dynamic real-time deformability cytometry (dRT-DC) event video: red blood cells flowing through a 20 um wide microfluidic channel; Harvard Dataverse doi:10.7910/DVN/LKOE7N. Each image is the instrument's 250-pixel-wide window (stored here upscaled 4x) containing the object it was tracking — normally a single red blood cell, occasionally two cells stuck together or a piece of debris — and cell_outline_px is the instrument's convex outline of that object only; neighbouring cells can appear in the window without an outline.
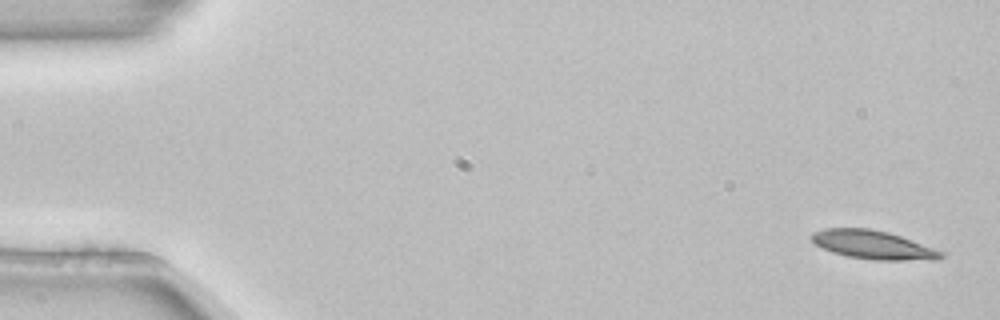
{"species": "common noctule bat (a hibernating species)", "species_latin": "Nyctalus noctula", "temperature_condition": "room temperature", "stored_images_in_passage": 4, "camera_frame_rate_fps": 3000, "um_per_image_px": 0.085, "animal": {"sex": "female", "body_mass_g": 22.7, "forearm_length_mm": 54.2}, "frame": {"image": 1, "passage_image": 1, "time_ms": 0.0, "image_size_px": [1000, 320], "cell_outline_px": [[944, 256], [940, 260], [876, 260], [848, 256], [832, 252], [816, 244], [808, 236], [812, 232], [824, 228], [868, 228], [888, 232], [900, 236], [944, 252]], "centroid_in_image_um": [74.2, 20.81], "position_along_channel_um": 10.8, "area_um2": 21.5}}
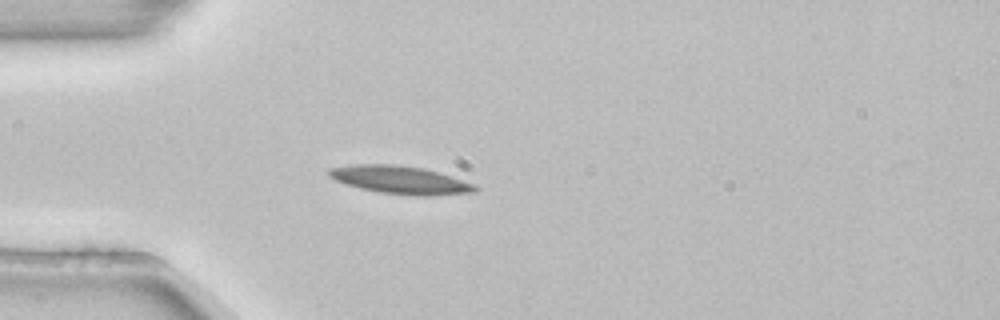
{"frame": {"image": 2, "passage_image": 4, "time_ms": 1.0, "image_size_px": [1000, 320], "cell_outline_px": [[480, 188], [476, 192], [432, 196], [416, 196], [380, 192], [360, 188], [336, 180], [328, 176], [328, 168], [352, 164], [396, 164], [424, 168], [472, 184]], "centroid_in_image_um": [33.99, 15.29], "position_along_channel_um": 51.0, "area_um2": 23.64}}